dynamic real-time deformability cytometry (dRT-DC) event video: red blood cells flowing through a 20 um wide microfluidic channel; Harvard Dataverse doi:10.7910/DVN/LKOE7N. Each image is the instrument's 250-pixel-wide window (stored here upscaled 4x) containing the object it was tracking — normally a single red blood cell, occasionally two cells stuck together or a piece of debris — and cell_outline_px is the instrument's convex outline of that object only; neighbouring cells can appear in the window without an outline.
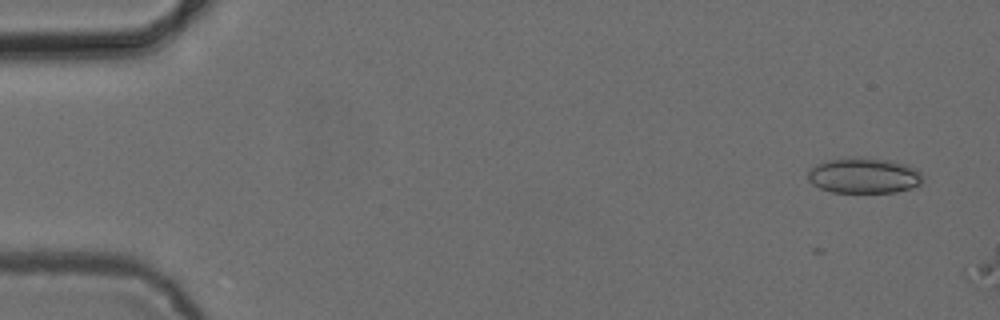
{"species": "common noctule bat (a hibernating species)", "species_latin": "Nyctalus noctula", "temperature_condition": "cold", "stored_images_in_passage": 5, "segment_of_instrument_passage": [1, 2], "camera_frame_rate_fps": 3000, "um_per_image_px": 0.085, "animal": {"sex": "female", "body_mass_g": 24.6, "forearm_length_mm": 56.2}, "frame": {"image": 1, "passage_image": 2, "time_ms": 0.333, "image_size_px": [1000, 320], "cell_outline_px": [[924, 176], [920, 184], [912, 188], [896, 192], [832, 192], [820, 188], [812, 184], [808, 180], [808, 168], [816, 164], [828, 160], [848, 156], [860, 156], [892, 160], [908, 164], [916, 168]], "centroid_in_image_um": [73.44, 14.89], "position_along_channel_um": 11.6, "area_um2": 24.39}}